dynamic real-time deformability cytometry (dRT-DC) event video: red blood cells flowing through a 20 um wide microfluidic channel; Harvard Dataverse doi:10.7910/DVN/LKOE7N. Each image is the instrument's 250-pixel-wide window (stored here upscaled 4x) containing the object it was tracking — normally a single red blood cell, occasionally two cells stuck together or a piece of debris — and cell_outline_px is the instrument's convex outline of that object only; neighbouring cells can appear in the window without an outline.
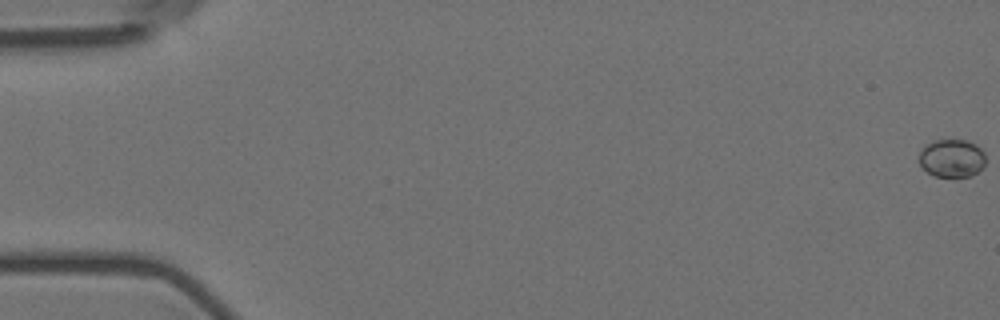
{"species": "Egyptian fruit bat (a non-hibernating species)", "species_latin": "Rousettus aegyptiacus", "temperature_condition": "room temperature", "stored_images_in_passage": 59, "camera_frame_rate_fps": 3000, "um_per_image_px": 0.085, "animal": {"sex": "female"}, "frame": {"image": 1, "passage_image": 1, "time_ms": 0.0, "image_size_px": [1000, 320], "cell_outline_px": [[984, 164], [972, 176], [936, 176], [928, 172], [920, 164], [920, 152], [932, 140], [968, 140], [976, 144], [984, 152]], "centroid_in_image_um": [80.92, 13.43], "position_along_channel_um": 4.1, "area_um2": 14.45}}
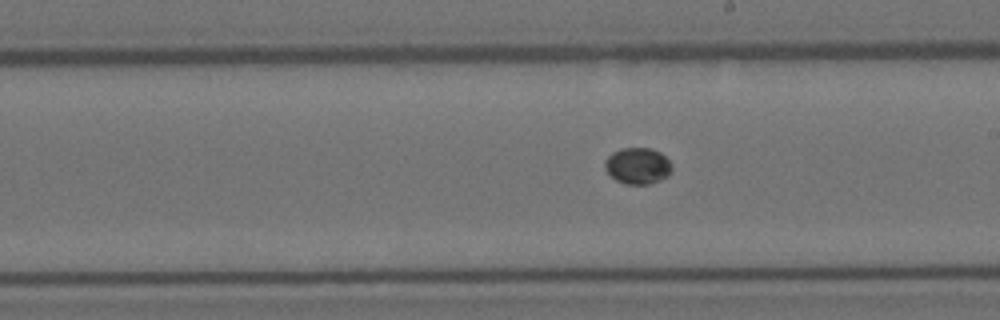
{"frame": {"image": 2, "passage_image": 34, "time_ms": 11.0, "image_size_px": [1000, 320], "cell_outline_px": [[672, 172], [668, 176], [660, 180], [648, 184], [624, 184], [616, 180], [604, 168], [604, 160], [612, 152], [620, 148], [652, 148], [660, 152], [672, 164]], "centroid_in_image_um": [54.2, 14.09], "position_along_channel_um": 234.8, "area_um2": 14.33}}
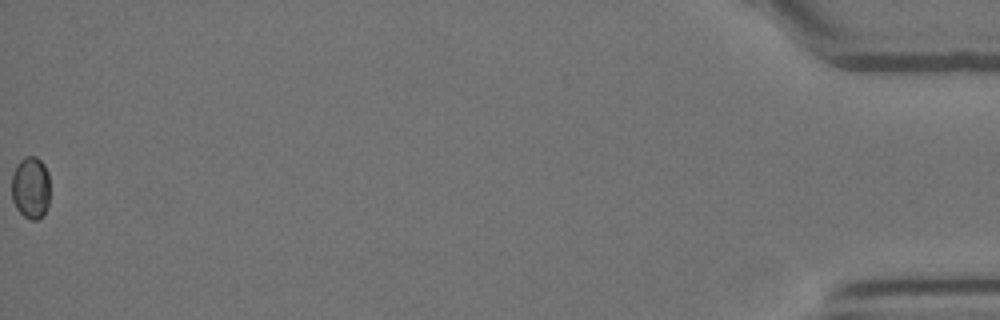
{"frame": {"image": 3, "passage_image": 59, "time_ms": 19.333, "image_size_px": [1000, 320], "cell_outline_px": [[48, 204], [44, 212], [36, 220], [32, 220], [24, 216], [16, 208], [12, 200], [12, 172], [16, 164], [24, 156], [36, 156], [44, 164], [48, 172]], "centroid_in_image_um": [2.58, 15.91], "position_along_channel_um": 432.6, "area_um2": 13.87}}